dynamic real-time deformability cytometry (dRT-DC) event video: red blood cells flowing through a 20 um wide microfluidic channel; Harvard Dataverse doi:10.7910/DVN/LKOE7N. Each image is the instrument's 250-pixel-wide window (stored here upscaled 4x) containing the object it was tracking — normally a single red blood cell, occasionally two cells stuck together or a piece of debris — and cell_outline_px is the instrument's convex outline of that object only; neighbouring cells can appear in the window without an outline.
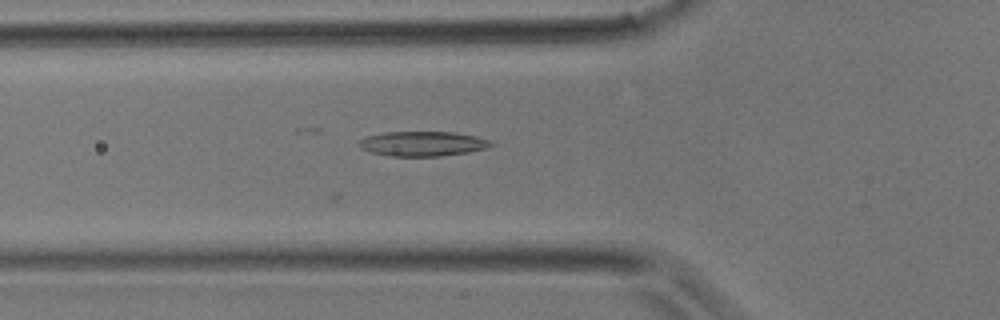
{"species": "common noctule bat (a hibernating species)", "species_latin": "Nyctalus noctula", "temperature_condition": "room temperature", "stored_images_in_passage": 17, "camera_frame_rate_fps": 3000, "um_per_image_px": 0.085, "animal": {"sex": "male", "body_mass_g": 17.9}, "frame": {"image": 1, "passage_image": 2, "time_ms": 0.333, "image_size_px": [1000, 320], "cell_outline_px": [[496, 144], [488, 148], [468, 152], [440, 156], [388, 156], [372, 152], [360, 148], [356, 144], [360, 140], [368, 136], [384, 132], [456, 132], [476, 136], [488, 140]], "centroid_in_image_um": [35.94, 12.21], "position_along_channel_um": 89.9, "area_um2": 19.13}}
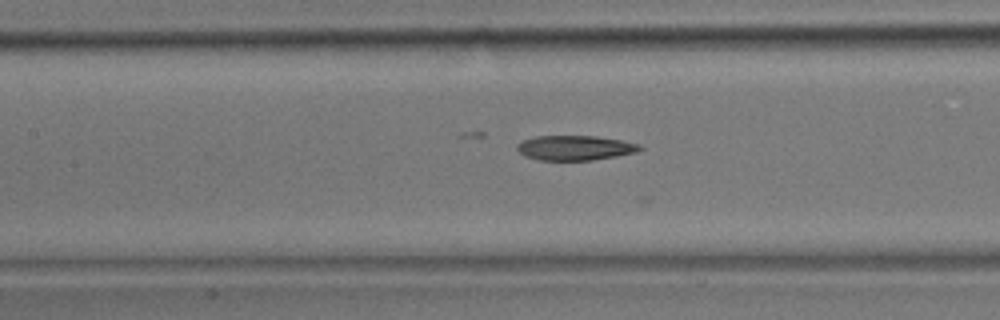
{"frame": {"image": 2, "passage_image": 6, "time_ms": 1.667, "image_size_px": [1000, 320], "cell_outline_px": [[644, 148], [636, 152], [616, 156], [592, 160], [540, 160], [524, 156], [516, 148], [516, 144], [524, 140], [536, 136], [596, 136], [620, 140], [640, 144]], "centroid_in_image_um": [48.87, 12.57], "position_along_channel_um": 158.5, "area_um2": 17.69}}
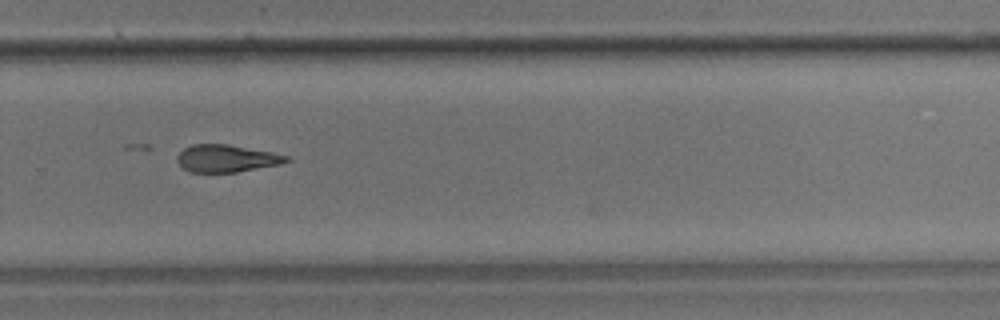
{"frame": {"image": 3, "passage_image": 15, "time_ms": 4.667, "image_size_px": [1000, 320], "cell_outline_px": [[292, 160], [280, 164], [236, 172], [188, 172], [180, 168], [176, 160], [176, 156], [184, 148], [192, 144], [228, 144], [272, 152], [288, 156]], "centroid_in_image_um": [19.2, 13.47], "position_along_channel_um": 310.6, "area_um2": 17.57}}